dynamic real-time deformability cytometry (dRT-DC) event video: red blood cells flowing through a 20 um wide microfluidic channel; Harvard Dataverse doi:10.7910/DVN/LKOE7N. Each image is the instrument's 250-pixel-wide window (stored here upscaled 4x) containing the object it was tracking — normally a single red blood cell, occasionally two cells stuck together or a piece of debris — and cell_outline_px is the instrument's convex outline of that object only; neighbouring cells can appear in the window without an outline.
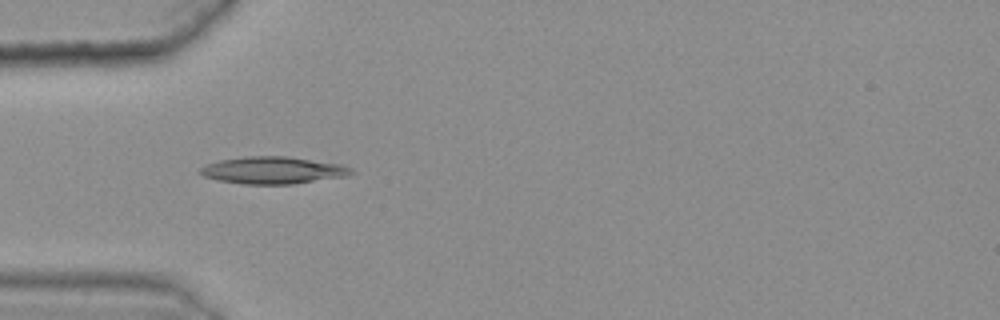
{"species": "common noctule bat (a hibernating species)", "species_latin": "Nyctalus noctula", "temperature_condition": "warm", "stored_images_in_passage": 35, "camera_frame_rate_fps": 3000, "um_per_image_px": 0.085, "animal": {"sex": "female", "body_mass_g": 25.1}, "frame": {"image": 1, "passage_image": 4, "time_ms": 1.0, "image_size_px": [1000, 320], "cell_outline_px": [[352, 172], [348, 176], [292, 184], [244, 184], [220, 180], [204, 176], [200, 172], [200, 168], [208, 164], [220, 160], [248, 156], [284, 156], [340, 164], [352, 168]], "centroid_in_image_um": [23.22, 14.47], "position_along_channel_um": 61.8, "area_um2": 23.52}}
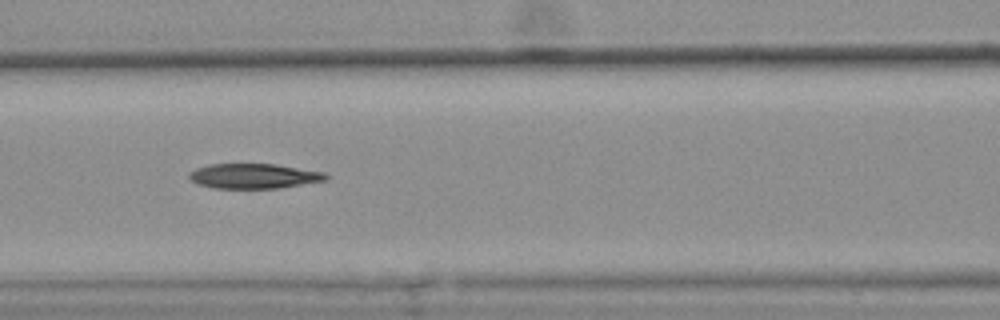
{"frame": {"image": 2, "passage_image": 11, "time_ms": 3.333, "image_size_px": [1000, 320], "cell_outline_px": [[328, 180], [280, 188], [216, 188], [200, 184], [192, 180], [188, 176], [188, 172], [196, 168], [208, 164], [276, 164], [324, 172], [328, 176]], "centroid_in_image_um": [21.6, 14.96], "position_along_channel_um": 145.0, "area_um2": 19.83}}
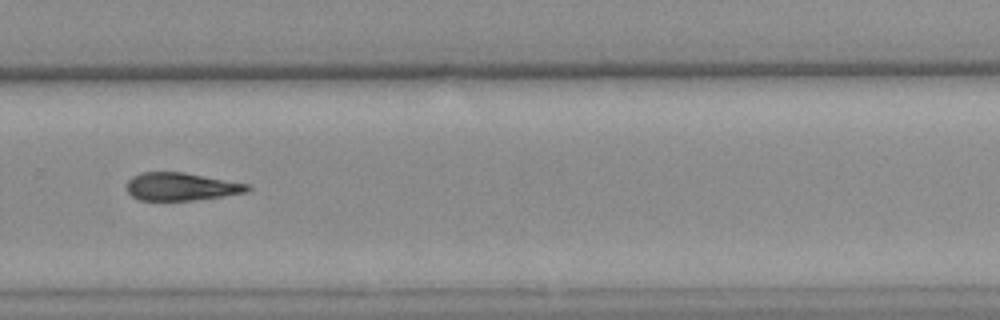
{"frame": {"image": 3, "passage_image": 25, "time_ms": 8.0, "image_size_px": [1000, 320], "cell_outline_px": [[252, 188], [248, 192], [196, 200], [140, 200], [132, 196], [128, 192], [128, 180], [132, 176], [140, 172], [184, 172], [248, 184]], "centroid_in_image_um": [15.41, 15.86], "position_along_channel_um": 314.4, "area_um2": 19.54}}